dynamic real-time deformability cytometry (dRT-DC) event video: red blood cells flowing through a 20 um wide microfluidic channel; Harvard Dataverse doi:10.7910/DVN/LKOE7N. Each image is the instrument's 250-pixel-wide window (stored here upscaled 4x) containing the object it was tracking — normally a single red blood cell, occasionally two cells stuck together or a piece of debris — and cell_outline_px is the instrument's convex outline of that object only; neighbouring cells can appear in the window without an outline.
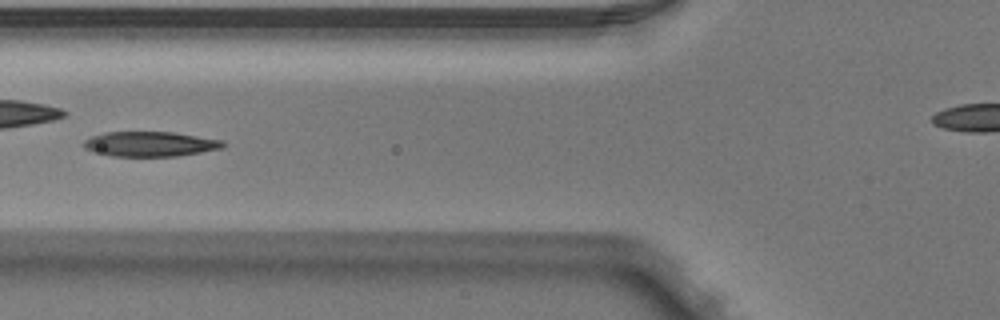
{"species": "Egyptian fruit bat (a non-hibernating species)", "species_latin": "Rousettus aegyptiacus", "temperature_condition": "warm", "stored_images_in_passage": 5, "camera_frame_rate_fps": 3000, "um_per_image_px": 0.085, "animal": {"sex": "male"}, "frame": {"image": 1, "passage_image": 5, "time_ms": 1.333, "image_size_px": [1000, 320], "cell_outline_px": [[224, 148], [180, 156], [112, 156], [92, 152], [84, 148], [84, 140], [92, 136], [108, 132], [172, 132], [224, 140]], "centroid_in_image_um": [12.78, 12.25], "position_along_channel_um": 113.0, "area_um2": 20.29}}